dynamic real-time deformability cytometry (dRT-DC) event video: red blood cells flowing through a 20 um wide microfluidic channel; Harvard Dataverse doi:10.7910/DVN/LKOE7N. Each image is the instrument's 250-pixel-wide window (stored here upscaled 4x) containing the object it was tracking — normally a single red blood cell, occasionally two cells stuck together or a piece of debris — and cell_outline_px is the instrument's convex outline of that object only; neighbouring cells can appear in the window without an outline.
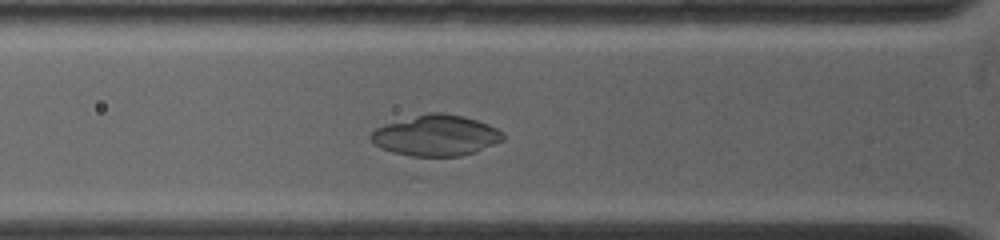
{"species": "common noctule bat (a hibernating species)", "species_latin": "Nyctalus noctula", "temperature_condition": "warm", "stored_images_in_passage": 15, "camera_frame_rate_fps": 4500, "um_per_image_px": 0.085, "animal": {"sex": "female", "body_mass_g": 19.0, "forearm_length_mm": 53.3}, "frame": {"image": 1, "passage_image": 9, "time_ms": 3.333, "image_size_px": [1000, 240], "cell_outline_px": [[504, 140], [476, 152], [460, 156], [412, 156], [392, 152], [380, 148], [372, 144], [368, 136], [376, 128], [384, 124], [428, 112], [440, 112], [464, 116], [488, 124], [496, 128], [504, 136]], "centroid_in_image_um": [37.02, 11.52], "position_along_channel_um": 88.8, "area_um2": 31.56}}
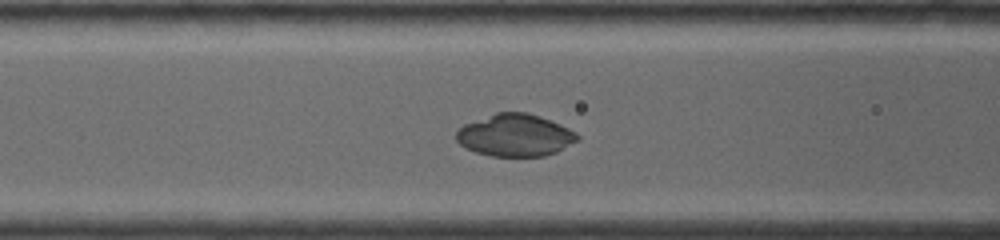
{"frame": {"image": 2, "passage_image": 11, "time_ms": 4.222, "image_size_px": [1000, 240], "cell_outline_px": [[580, 140], [556, 152], [544, 156], [492, 156], [476, 152], [464, 148], [456, 140], [456, 132], [464, 124], [496, 112], [528, 112], [560, 124], [576, 132], [580, 136]], "centroid_in_image_um": [43.79, 11.5], "position_along_channel_um": 122.8, "area_um2": 29.88}}
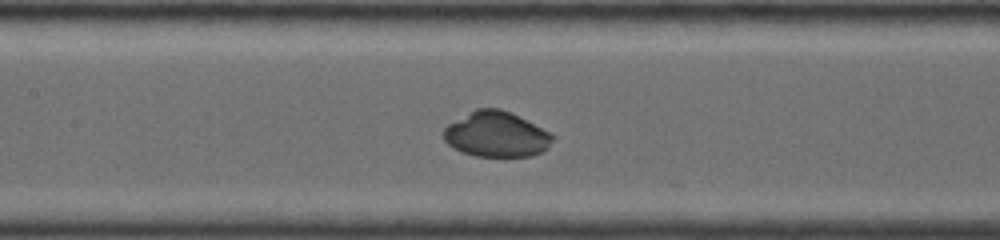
{"frame": {"image": 3, "passage_image": 14, "time_ms": 5.333, "image_size_px": [1000, 240], "cell_outline_px": [[556, 136], [548, 148], [532, 156], [476, 156], [460, 152], [452, 148], [444, 140], [444, 128], [448, 124], [476, 108], [500, 108]], "centroid_in_image_um": [42.15, 11.44], "position_along_channel_um": 165.2, "area_um2": 28.5}}